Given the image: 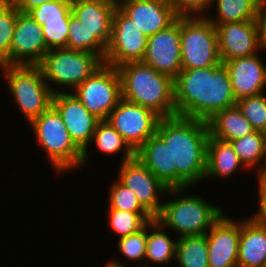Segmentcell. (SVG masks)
I'll list each match as a JSON object with an SVG mask.
<instances>
[{"label": "cell", "mask_w": 266, "mask_h": 267, "mask_svg": "<svg viewBox=\"0 0 266 267\" xmlns=\"http://www.w3.org/2000/svg\"><path fill=\"white\" fill-rule=\"evenodd\" d=\"M71 0L47 1L28 14L40 25L49 49L65 48L68 42Z\"/></svg>", "instance_id": "obj_20"}, {"label": "cell", "mask_w": 266, "mask_h": 267, "mask_svg": "<svg viewBox=\"0 0 266 267\" xmlns=\"http://www.w3.org/2000/svg\"><path fill=\"white\" fill-rule=\"evenodd\" d=\"M117 0H71L72 14L106 47L111 38Z\"/></svg>", "instance_id": "obj_21"}, {"label": "cell", "mask_w": 266, "mask_h": 267, "mask_svg": "<svg viewBox=\"0 0 266 267\" xmlns=\"http://www.w3.org/2000/svg\"><path fill=\"white\" fill-rule=\"evenodd\" d=\"M107 213L109 228L118 238L136 233L154 219L148 212L107 209Z\"/></svg>", "instance_id": "obj_31"}, {"label": "cell", "mask_w": 266, "mask_h": 267, "mask_svg": "<svg viewBox=\"0 0 266 267\" xmlns=\"http://www.w3.org/2000/svg\"><path fill=\"white\" fill-rule=\"evenodd\" d=\"M160 118L153 110L122 98L106 120L136 152L156 133Z\"/></svg>", "instance_id": "obj_10"}, {"label": "cell", "mask_w": 266, "mask_h": 267, "mask_svg": "<svg viewBox=\"0 0 266 267\" xmlns=\"http://www.w3.org/2000/svg\"><path fill=\"white\" fill-rule=\"evenodd\" d=\"M108 189V209L131 212H147L138 202L135 193L121 184L116 178Z\"/></svg>", "instance_id": "obj_36"}, {"label": "cell", "mask_w": 266, "mask_h": 267, "mask_svg": "<svg viewBox=\"0 0 266 267\" xmlns=\"http://www.w3.org/2000/svg\"><path fill=\"white\" fill-rule=\"evenodd\" d=\"M178 237L167 233L157 220L147 223V247L144 267L165 265L176 258V245Z\"/></svg>", "instance_id": "obj_27"}, {"label": "cell", "mask_w": 266, "mask_h": 267, "mask_svg": "<svg viewBox=\"0 0 266 267\" xmlns=\"http://www.w3.org/2000/svg\"><path fill=\"white\" fill-rule=\"evenodd\" d=\"M119 165L116 179L131 189L141 206L155 218L160 213L168 187L137 156Z\"/></svg>", "instance_id": "obj_11"}, {"label": "cell", "mask_w": 266, "mask_h": 267, "mask_svg": "<svg viewBox=\"0 0 266 267\" xmlns=\"http://www.w3.org/2000/svg\"><path fill=\"white\" fill-rule=\"evenodd\" d=\"M240 218L238 267H264L266 264V225L250 217Z\"/></svg>", "instance_id": "obj_22"}, {"label": "cell", "mask_w": 266, "mask_h": 267, "mask_svg": "<svg viewBox=\"0 0 266 267\" xmlns=\"http://www.w3.org/2000/svg\"><path fill=\"white\" fill-rule=\"evenodd\" d=\"M138 159L168 188H172L170 149L155 133L137 151Z\"/></svg>", "instance_id": "obj_24"}, {"label": "cell", "mask_w": 266, "mask_h": 267, "mask_svg": "<svg viewBox=\"0 0 266 267\" xmlns=\"http://www.w3.org/2000/svg\"><path fill=\"white\" fill-rule=\"evenodd\" d=\"M52 106L60 114L71 140L83 152L90 145L100 119L90 113L73 92L53 94Z\"/></svg>", "instance_id": "obj_15"}, {"label": "cell", "mask_w": 266, "mask_h": 267, "mask_svg": "<svg viewBox=\"0 0 266 267\" xmlns=\"http://www.w3.org/2000/svg\"><path fill=\"white\" fill-rule=\"evenodd\" d=\"M257 181V210L249 217L262 225H266V170L255 173Z\"/></svg>", "instance_id": "obj_38"}, {"label": "cell", "mask_w": 266, "mask_h": 267, "mask_svg": "<svg viewBox=\"0 0 266 267\" xmlns=\"http://www.w3.org/2000/svg\"><path fill=\"white\" fill-rule=\"evenodd\" d=\"M69 34L66 49L98 54L105 58L106 46L83 25L72 13L69 20Z\"/></svg>", "instance_id": "obj_32"}, {"label": "cell", "mask_w": 266, "mask_h": 267, "mask_svg": "<svg viewBox=\"0 0 266 267\" xmlns=\"http://www.w3.org/2000/svg\"><path fill=\"white\" fill-rule=\"evenodd\" d=\"M191 187L168 188L160 210L154 218L169 233L179 237L206 234L225 213L197 194H188Z\"/></svg>", "instance_id": "obj_3"}, {"label": "cell", "mask_w": 266, "mask_h": 267, "mask_svg": "<svg viewBox=\"0 0 266 267\" xmlns=\"http://www.w3.org/2000/svg\"><path fill=\"white\" fill-rule=\"evenodd\" d=\"M44 150L56 175L63 176L81 168L83 152L69 136L58 111L51 105L28 125Z\"/></svg>", "instance_id": "obj_5"}, {"label": "cell", "mask_w": 266, "mask_h": 267, "mask_svg": "<svg viewBox=\"0 0 266 267\" xmlns=\"http://www.w3.org/2000/svg\"><path fill=\"white\" fill-rule=\"evenodd\" d=\"M147 43L148 37L117 7L113 13L104 64L117 68L127 62L142 61Z\"/></svg>", "instance_id": "obj_12"}, {"label": "cell", "mask_w": 266, "mask_h": 267, "mask_svg": "<svg viewBox=\"0 0 266 267\" xmlns=\"http://www.w3.org/2000/svg\"><path fill=\"white\" fill-rule=\"evenodd\" d=\"M239 237L240 219L224 213L206 233L209 267H238Z\"/></svg>", "instance_id": "obj_18"}, {"label": "cell", "mask_w": 266, "mask_h": 267, "mask_svg": "<svg viewBox=\"0 0 266 267\" xmlns=\"http://www.w3.org/2000/svg\"><path fill=\"white\" fill-rule=\"evenodd\" d=\"M266 92L236 101V106L255 131H266Z\"/></svg>", "instance_id": "obj_35"}, {"label": "cell", "mask_w": 266, "mask_h": 267, "mask_svg": "<svg viewBox=\"0 0 266 267\" xmlns=\"http://www.w3.org/2000/svg\"><path fill=\"white\" fill-rule=\"evenodd\" d=\"M49 50L42 25L28 13L18 11L10 46V65H38Z\"/></svg>", "instance_id": "obj_16"}, {"label": "cell", "mask_w": 266, "mask_h": 267, "mask_svg": "<svg viewBox=\"0 0 266 267\" xmlns=\"http://www.w3.org/2000/svg\"><path fill=\"white\" fill-rule=\"evenodd\" d=\"M111 260L107 261V265L111 266V267H129L130 265L127 264L128 266H126V264L124 265V263H121L118 259L116 258H109Z\"/></svg>", "instance_id": "obj_41"}, {"label": "cell", "mask_w": 266, "mask_h": 267, "mask_svg": "<svg viewBox=\"0 0 266 267\" xmlns=\"http://www.w3.org/2000/svg\"><path fill=\"white\" fill-rule=\"evenodd\" d=\"M103 65L98 54L66 48L50 49L38 64L53 94L72 92Z\"/></svg>", "instance_id": "obj_6"}, {"label": "cell", "mask_w": 266, "mask_h": 267, "mask_svg": "<svg viewBox=\"0 0 266 267\" xmlns=\"http://www.w3.org/2000/svg\"><path fill=\"white\" fill-rule=\"evenodd\" d=\"M182 69L220 65L217 32L207 17H180Z\"/></svg>", "instance_id": "obj_8"}, {"label": "cell", "mask_w": 266, "mask_h": 267, "mask_svg": "<svg viewBox=\"0 0 266 267\" xmlns=\"http://www.w3.org/2000/svg\"><path fill=\"white\" fill-rule=\"evenodd\" d=\"M221 62L266 53L259 19L215 26Z\"/></svg>", "instance_id": "obj_13"}, {"label": "cell", "mask_w": 266, "mask_h": 267, "mask_svg": "<svg viewBox=\"0 0 266 267\" xmlns=\"http://www.w3.org/2000/svg\"><path fill=\"white\" fill-rule=\"evenodd\" d=\"M229 72L236 101L266 92V62L260 52L223 62Z\"/></svg>", "instance_id": "obj_19"}, {"label": "cell", "mask_w": 266, "mask_h": 267, "mask_svg": "<svg viewBox=\"0 0 266 267\" xmlns=\"http://www.w3.org/2000/svg\"><path fill=\"white\" fill-rule=\"evenodd\" d=\"M177 17H206L211 0H168Z\"/></svg>", "instance_id": "obj_37"}, {"label": "cell", "mask_w": 266, "mask_h": 267, "mask_svg": "<svg viewBox=\"0 0 266 267\" xmlns=\"http://www.w3.org/2000/svg\"><path fill=\"white\" fill-rule=\"evenodd\" d=\"M118 252L128 260L129 263H137L135 266L144 267L147 247V224L136 233L118 238ZM141 265V266H140Z\"/></svg>", "instance_id": "obj_34"}, {"label": "cell", "mask_w": 266, "mask_h": 267, "mask_svg": "<svg viewBox=\"0 0 266 267\" xmlns=\"http://www.w3.org/2000/svg\"><path fill=\"white\" fill-rule=\"evenodd\" d=\"M0 72L28 124L52 105L53 93L38 65H0Z\"/></svg>", "instance_id": "obj_7"}, {"label": "cell", "mask_w": 266, "mask_h": 267, "mask_svg": "<svg viewBox=\"0 0 266 267\" xmlns=\"http://www.w3.org/2000/svg\"><path fill=\"white\" fill-rule=\"evenodd\" d=\"M122 98L149 108L161 118L176 116L174 80L158 73L143 61H132L117 67Z\"/></svg>", "instance_id": "obj_4"}, {"label": "cell", "mask_w": 266, "mask_h": 267, "mask_svg": "<svg viewBox=\"0 0 266 267\" xmlns=\"http://www.w3.org/2000/svg\"><path fill=\"white\" fill-rule=\"evenodd\" d=\"M240 169L247 170L233 150L230 142L209 135L204 183L209 179L228 180L229 177L235 176V173Z\"/></svg>", "instance_id": "obj_23"}, {"label": "cell", "mask_w": 266, "mask_h": 267, "mask_svg": "<svg viewBox=\"0 0 266 267\" xmlns=\"http://www.w3.org/2000/svg\"><path fill=\"white\" fill-rule=\"evenodd\" d=\"M177 116L207 121L216 112L236 105L225 65L182 69L174 79Z\"/></svg>", "instance_id": "obj_2"}, {"label": "cell", "mask_w": 266, "mask_h": 267, "mask_svg": "<svg viewBox=\"0 0 266 267\" xmlns=\"http://www.w3.org/2000/svg\"><path fill=\"white\" fill-rule=\"evenodd\" d=\"M72 92L90 113L106 120L122 99L119 72L116 67L104 64Z\"/></svg>", "instance_id": "obj_9"}, {"label": "cell", "mask_w": 266, "mask_h": 267, "mask_svg": "<svg viewBox=\"0 0 266 267\" xmlns=\"http://www.w3.org/2000/svg\"><path fill=\"white\" fill-rule=\"evenodd\" d=\"M207 124L210 136L227 142L255 131L236 105L216 112Z\"/></svg>", "instance_id": "obj_26"}, {"label": "cell", "mask_w": 266, "mask_h": 267, "mask_svg": "<svg viewBox=\"0 0 266 267\" xmlns=\"http://www.w3.org/2000/svg\"><path fill=\"white\" fill-rule=\"evenodd\" d=\"M175 260L178 267H209L206 234L179 237Z\"/></svg>", "instance_id": "obj_30"}, {"label": "cell", "mask_w": 266, "mask_h": 267, "mask_svg": "<svg viewBox=\"0 0 266 267\" xmlns=\"http://www.w3.org/2000/svg\"><path fill=\"white\" fill-rule=\"evenodd\" d=\"M99 150V152L105 155H122L120 156V163L126 160H130L136 156V152L129 146L122 135L115 130L107 120H100L96 126L90 145L83 151L81 167L88 164V158H90L89 147L92 144ZM89 155V156H88Z\"/></svg>", "instance_id": "obj_25"}, {"label": "cell", "mask_w": 266, "mask_h": 267, "mask_svg": "<svg viewBox=\"0 0 266 267\" xmlns=\"http://www.w3.org/2000/svg\"><path fill=\"white\" fill-rule=\"evenodd\" d=\"M117 7L147 37L166 29L178 18L168 0H117Z\"/></svg>", "instance_id": "obj_17"}, {"label": "cell", "mask_w": 266, "mask_h": 267, "mask_svg": "<svg viewBox=\"0 0 266 267\" xmlns=\"http://www.w3.org/2000/svg\"><path fill=\"white\" fill-rule=\"evenodd\" d=\"M241 163L250 172L266 170V139L264 132L254 131L242 138L229 141Z\"/></svg>", "instance_id": "obj_29"}, {"label": "cell", "mask_w": 266, "mask_h": 267, "mask_svg": "<svg viewBox=\"0 0 266 267\" xmlns=\"http://www.w3.org/2000/svg\"><path fill=\"white\" fill-rule=\"evenodd\" d=\"M142 61L173 80L177 77L182 70L180 17L166 29L148 37Z\"/></svg>", "instance_id": "obj_14"}, {"label": "cell", "mask_w": 266, "mask_h": 267, "mask_svg": "<svg viewBox=\"0 0 266 267\" xmlns=\"http://www.w3.org/2000/svg\"><path fill=\"white\" fill-rule=\"evenodd\" d=\"M47 1L55 0H11L16 9L22 13H29L34 8H37L39 5H42Z\"/></svg>", "instance_id": "obj_39"}, {"label": "cell", "mask_w": 266, "mask_h": 267, "mask_svg": "<svg viewBox=\"0 0 266 267\" xmlns=\"http://www.w3.org/2000/svg\"><path fill=\"white\" fill-rule=\"evenodd\" d=\"M259 22L261 27V38L263 46L266 48V0L260 1Z\"/></svg>", "instance_id": "obj_40"}, {"label": "cell", "mask_w": 266, "mask_h": 267, "mask_svg": "<svg viewBox=\"0 0 266 267\" xmlns=\"http://www.w3.org/2000/svg\"><path fill=\"white\" fill-rule=\"evenodd\" d=\"M156 134L170 149L172 188L201 185L206 172L207 121L177 115L160 118Z\"/></svg>", "instance_id": "obj_1"}, {"label": "cell", "mask_w": 266, "mask_h": 267, "mask_svg": "<svg viewBox=\"0 0 266 267\" xmlns=\"http://www.w3.org/2000/svg\"><path fill=\"white\" fill-rule=\"evenodd\" d=\"M18 10L10 0H0V65H10V46Z\"/></svg>", "instance_id": "obj_33"}, {"label": "cell", "mask_w": 266, "mask_h": 267, "mask_svg": "<svg viewBox=\"0 0 266 267\" xmlns=\"http://www.w3.org/2000/svg\"><path fill=\"white\" fill-rule=\"evenodd\" d=\"M261 0H211V11L206 17L214 26L259 19ZM214 7V9L212 8ZM216 9V10H215ZM210 15V16H209Z\"/></svg>", "instance_id": "obj_28"}]
</instances>
